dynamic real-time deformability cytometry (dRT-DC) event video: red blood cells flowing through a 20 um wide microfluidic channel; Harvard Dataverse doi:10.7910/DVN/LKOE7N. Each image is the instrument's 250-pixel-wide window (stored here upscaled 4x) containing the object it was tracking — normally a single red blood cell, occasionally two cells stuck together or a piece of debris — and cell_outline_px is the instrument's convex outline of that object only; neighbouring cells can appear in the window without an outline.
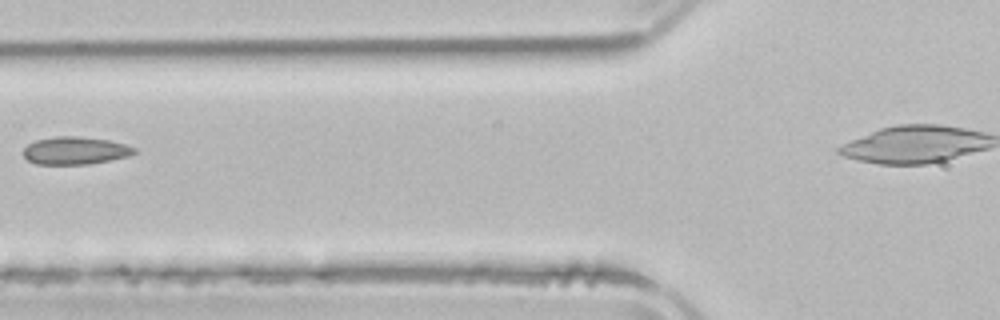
{"species": "common noctule bat (a hibernating species)", "species_latin": "Nyctalus noctula", "temperature_condition": "room temperature", "stored_images_in_passage": 4, "camera_frame_rate_fps": 3000, "um_per_image_px": 0.085, "animal": {"sex": "male", "body_mass_g": 21.5, "forearm_length_mm": 52.0}, "frame": {"image": 1, "passage_image": 4, "time_ms": 5.333, "image_size_px": [1000, 320], "cell_outline_px": [[136, 152], [128, 156], [88, 164], [36, 164], [28, 160], [24, 156], [24, 148], [28, 144], [36, 140], [56, 136], [76, 136], [108, 140], [124, 144], [136, 148]], "centroid_in_image_um": [6.37, 12.8], "position_along_channel_um": 119.4, "area_um2": 17.69}}